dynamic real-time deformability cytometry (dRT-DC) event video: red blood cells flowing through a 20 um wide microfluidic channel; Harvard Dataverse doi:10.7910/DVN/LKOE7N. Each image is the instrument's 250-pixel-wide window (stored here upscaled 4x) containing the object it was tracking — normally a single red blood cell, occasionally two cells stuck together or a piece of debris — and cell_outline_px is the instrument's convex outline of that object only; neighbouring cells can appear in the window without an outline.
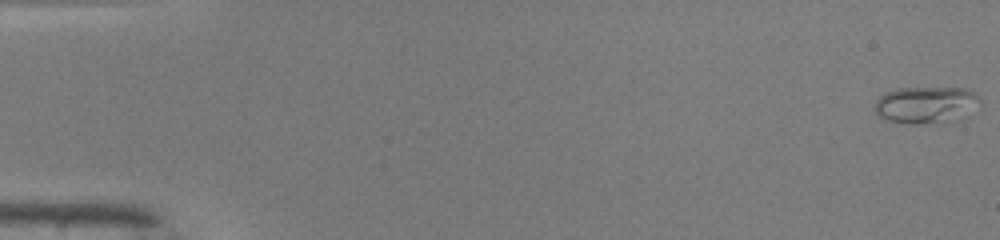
{"species": "common noctule bat (a hibernating species)", "species_latin": "Nyctalus noctula", "temperature_condition": "warm", "stored_images_in_passage": 50, "camera_frame_rate_fps": 3000, "um_per_image_px": 0.085, "animal": {"sex": "male", "body_mass_g": 19.0, "forearm_length_mm": 50.8}, "frame": {"image": 1, "passage_image": 1, "time_ms": 0.0, "image_size_px": [1000, 240], "cell_outline_px": [[980, 100], [968, 116], [964, 120], [952, 124], [908, 124], [888, 120], [880, 116], [876, 112], [876, 100], [880, 96], [888, 92], [900, 88], [968, 88]], "centroid_in_image_um": [78.78, 8.96], "position_along_channel_um": 6.2, "area_um2": 23.06}}
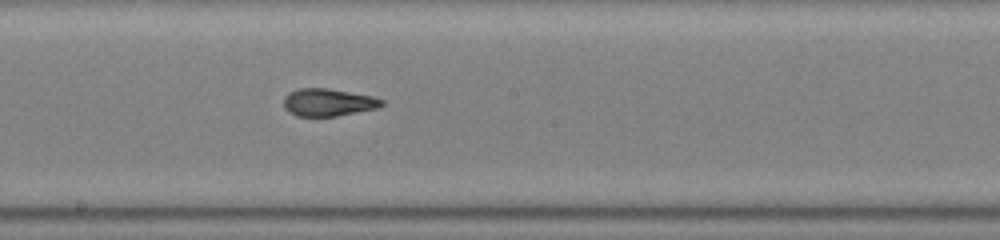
{"frame": {"image": 2, "passage_image": 28, "time_ms": 9.0, "image_size_px": [1000, 240], "cell_outline_px": [[384, 104], [376, 108], [336, 116], [296, 116], [288, 112], [284, 108], [284, 96], [288, 92], [300, 88], [328, 88], [372, 96], [384, 100]], "centroid_in_image_um": [27.85, 8.69], "position_along_channel_um": 220.3, "area_um2": 15.72}}
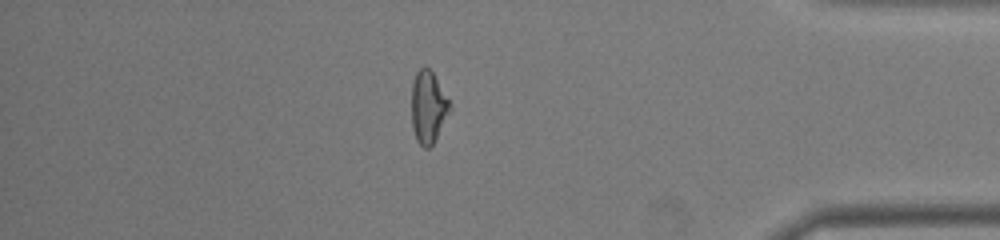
{"frame": {"image": 3, "passage_image": 43, "time_ms": 14.0, "image_size_px": [1000, 240], "cell_outline_px": [[452, 108], [432, 144], [428, 148], [424, 148], [416, 140], [412, 128], [412, 84], [416, 72], [424, 64], [432, 72], [448, 100]], "centroid_in_image_um": [36.37, 9.1], "position_along_channel_um": 398.8, "area_um2": 15.84}, "authors_computed_cell_mechanics": {"area_um2": 16.4441, "velocity_mm_per_s": 4.1719, "shape_relaxation_time_tau1_ms": 6.0214, "shape_relaxation_time_tau2_ms": 0.928, "deformation_change_tau1": 0.2191, "deformation_change_tau2": 0.0663}}